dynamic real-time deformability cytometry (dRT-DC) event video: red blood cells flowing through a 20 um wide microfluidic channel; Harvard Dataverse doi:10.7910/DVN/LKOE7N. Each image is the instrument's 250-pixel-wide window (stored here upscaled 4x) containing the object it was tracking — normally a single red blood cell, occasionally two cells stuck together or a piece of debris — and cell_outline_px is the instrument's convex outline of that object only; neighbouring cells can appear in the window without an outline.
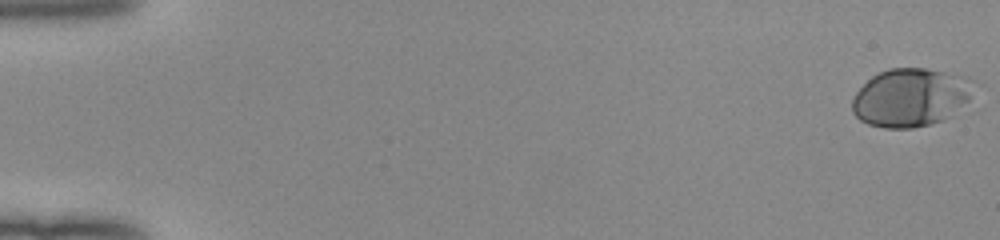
{"species": "human", "species_latin": "Homo sapiens", "temperature_condition": "room temperature", "stored_images_in_passage": 53, "camera_frame_rate_fps": 3000, "um_per_image_px": 0.085, "donor": {"sex": "female"}, "frame": {"image": 1, "passage_image": 1, "time_ms": 0.0, "image_size_px": [1000, 240], "cell_outline_px": [[980, 84], [968, 100], [944, 120], [932, 124], [912, 128], [884, 128], [868, 124], [860, 120], [852, 112], [852, 100], [856, 92], [872, 76], [888, 68], [928, 68], [968, 76]], "centroid_in_image_um": [77.46, 8.26], "position_along_channel_um": 7.5, "area_um2": 41.85}}
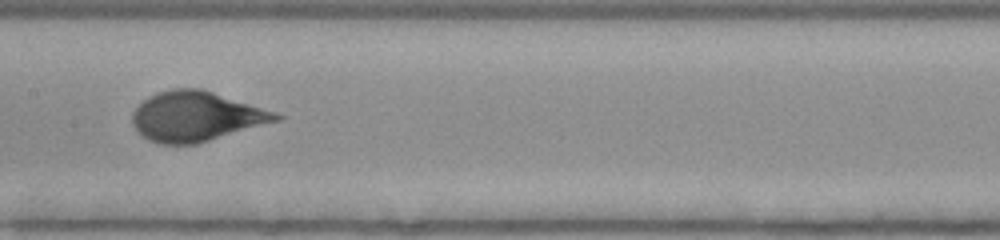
{"frame": {"image": 2, "passage_image": 28, "time_ms": 9.0, "image_size_px": [1000, 240], "cell_outline_px": [[284, 116], [280, 120], [196, 144], [156, 144], [148, 140], [132, 124], [132, 112], [148, 96], [156, 92], [172, 88], [200, 88], [276, 112]], "centroid_in_image_um": [16.65, 9.89], "position_along_channel_um": 190.8, "area_um2": 41.44}}
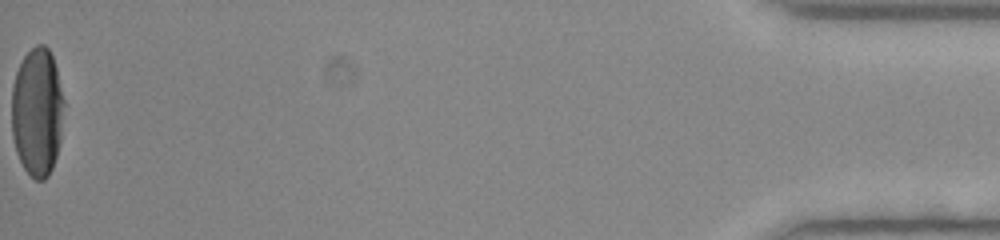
{"frame": {"image": 3, "passage_image": 53, "time_ms": 17.333, "image_size_px": [1000, 240], "cell_outline_px": [[64, 104], [60, 140], [56, 156], [52, 168], [48, 176], [44, 180], [36, 180], [24, 168], [16, 152], [12, 136], [12, 84], [16, 72], [24, 56], [36, 44], [44, 44], [48, 48], [52, 56], [56, 68], [64, 100]], "centroid_in_image_um": [3.16, 9.51], "position_along_channel_um": 432.0, "area_um2": 39.19}, "authors_computed_cell_mechanics": {"area_um2": 39.9398, "velocity_mm_per_s": 3.9936, "shape_relaxation_time_tau1_ms": 3.7485, "shape_relaxation_time_tau2_ms": null, "deformation_change_tau1": 0.1975, "deformation_change_tau2": null}}